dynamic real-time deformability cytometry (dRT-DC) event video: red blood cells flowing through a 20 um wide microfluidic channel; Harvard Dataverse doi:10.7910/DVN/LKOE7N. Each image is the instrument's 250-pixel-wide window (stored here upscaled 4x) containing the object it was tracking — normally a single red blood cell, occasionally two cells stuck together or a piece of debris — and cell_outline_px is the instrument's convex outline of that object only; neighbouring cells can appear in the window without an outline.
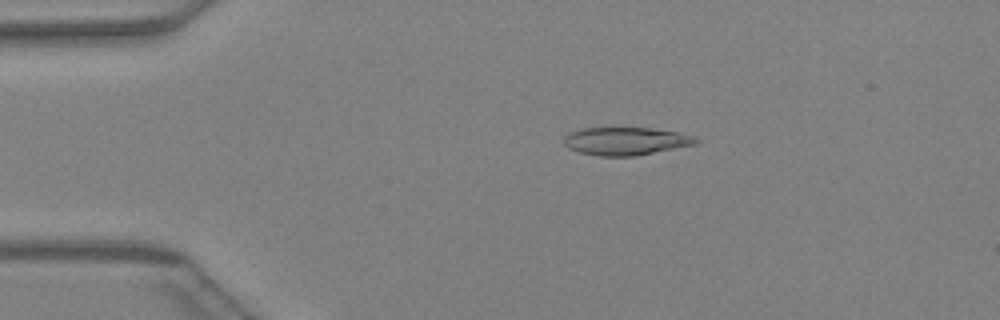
{"species": "Egyptian fruit bat (a non-hibernating species)", "species_latin": "Rousettus aegyptiacus", "temperature_condition": "warm", "stored_images_in_passage": 46, "camera_frame_rate_fps": 3000, "um_per_image_px": 0.085, "animal": {"sex": "female"}, "frame": {"image": 1, "passage_image": 9, "time_ms": 2.667, "image_size_px": [1000, 320], "cell_outline_px": [[700, 140], [696, 144], [636, 156], [596, 156], [580, 152], [568, 148], [564, 144], [564, 136], [568, 132], [584, 128], [616, 124], [652, 128], [676, 132], [692, 136]], "centroid_in_image_um": [53.13, 11.94], "position_along_channel_um": 31.9, "area_um2": 22.43}}
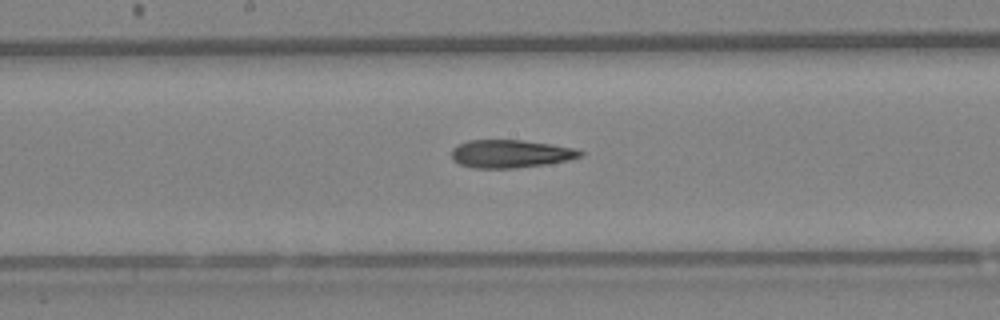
{"frame": {"image": 2, "passage_image": 24, "time_ms": 7.667, "image_size_px": [1000, 320], "cell_outline_px": [[584, 156], [568, 160], [544, 164], [516, 168], [472, 168], [460, 164], [452, 160], [452, 148], [456, 144], [468, 140], [520, 140], [552, 144], [576, 148], [584, 152]], "centroid_in_image_um": [43.39, 13.06], "position_along_channel_um": 204.8, "area_um2": 21.15}}
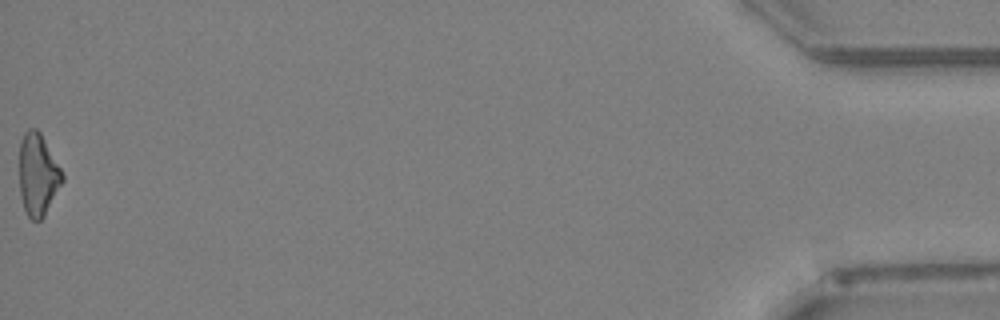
{"frame": {"image": 3, "passage_image": 46, "time_ms": 15.0, "image_size_px": [1000, 320], "cell_outline_px": [[64, 180], [44, 216], [40, 220], [32, 220], [28, 216], [24, 208], [20, 192], [20, 140], [24, 132], [28, 128], [36, 128], [40, 132], [60, 168], [64, 176]], "centroid_in_image_um": [3.22, 14.83], "position_along_channel_um": 432.0, "area_um2": 20.35}}